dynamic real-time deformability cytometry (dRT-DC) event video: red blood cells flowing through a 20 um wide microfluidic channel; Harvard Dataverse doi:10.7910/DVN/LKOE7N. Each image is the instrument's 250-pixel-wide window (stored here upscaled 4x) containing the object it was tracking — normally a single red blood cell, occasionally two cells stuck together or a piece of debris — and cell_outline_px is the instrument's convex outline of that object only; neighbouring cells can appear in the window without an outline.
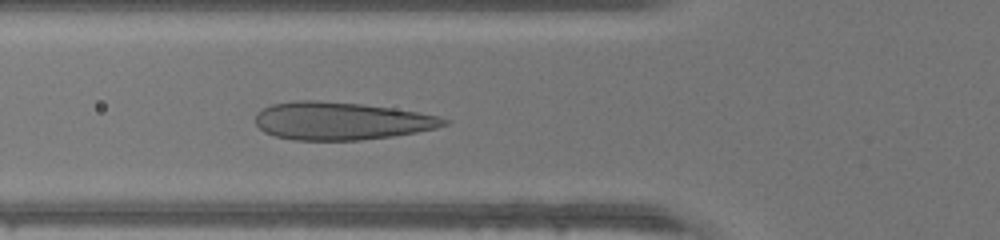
{"species": "human", "species_latin": "Homo sapiens", "temperature_condition": "warm", "stored_images_in_passage": 37, "camera_frame_rate_fps": 3000, "um_per_image_px": 0.085, "donor": {"sex": "male"}, "frame": {"image": 1, "passage_image": 13, "time_ms": 4.0, "image_size_px": [1000, 240], "cell_outline_px": [[452, 120], [448, 124], [436, 128], [416, 132], [392, 136], [360, 140], [292, 140], [276, 136], [264, 132], [256, 124], [256, 112], [272, 104], [300, 100], [316, 100], [360, 104], [392, 108], [440, 116]], "centroid_in_image_um": [29.01, 10.28], "position_along_channel_um": 96.8, "area_um2": 41.44}}
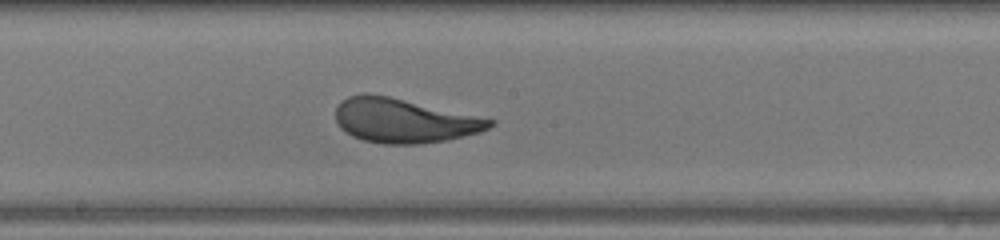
{"frame": {"image": 2, "passage_image": 21, "time_ms": 6.667, "image_size_px": [1000, 240], "cell_outline_px": [[496, 124], [480, 132], [448, 140], [420, 144], [384, 144], [364, 140], [352, 136], [340, 128], [336, 120], [336, 108], [348, 96], [364, 92], [368, 92], [388, 96], [496, 120]], "centroid_in_image_um": [34.34, 10.25], "position_along_channel_um": 213.9, "area_um2": 39.71}}
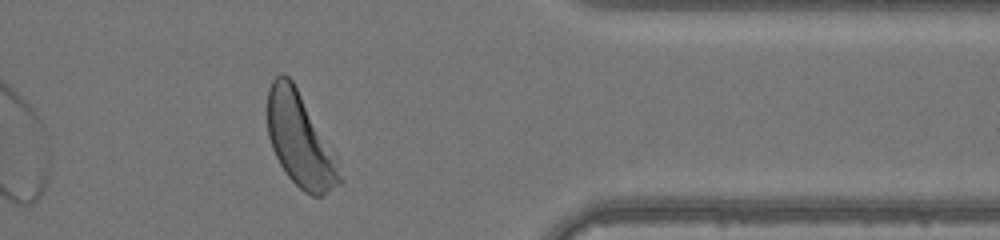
{"frame": {"image": 3, "passage_image": 34, "time_ms": 11.0, "image_size_px": [1000, 240], "cell_outline_px": [[344, 180], [340, 184], [320, 196], [312, 196], [304, 192], [288, 176], [280, 164], [272, 148], [268, 136], [268, 88], [272, 80], [276, 76], [288, 76], [292, 80]], "centroid_in_image_um": [25.42, 11.95], "position_along_channel_um": 386.0, "area_um2": 37.11}}